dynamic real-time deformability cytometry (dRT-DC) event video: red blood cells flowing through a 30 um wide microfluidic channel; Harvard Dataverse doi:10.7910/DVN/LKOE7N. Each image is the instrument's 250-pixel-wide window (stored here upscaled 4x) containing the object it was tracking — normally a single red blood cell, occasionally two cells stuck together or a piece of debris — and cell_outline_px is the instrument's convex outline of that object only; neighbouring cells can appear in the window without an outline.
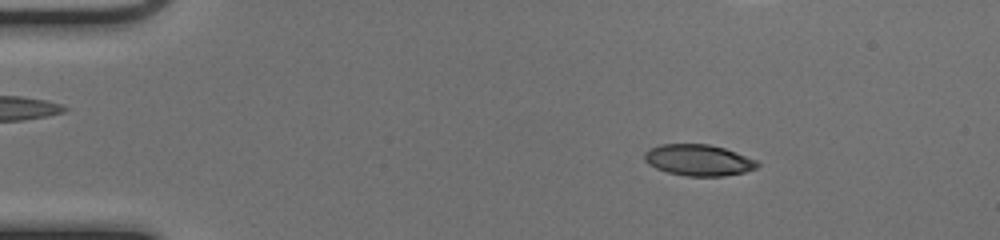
{"species": "common noctule bat (a hibernating species)", "species_latin": "Nyctalus noctula", "temperature_condition": "cold", "stored_images_in_passage": 53, "camera_frame_rate_fps": 3000, "um_per_image_px": 0.085, "animal": {"sex": "female", "body_mass_g": 17.0, "forearm_length_mm": 48.0}, "frame": {"image": 1, "passage_image": 8, "time_ms": 2.333, "image_size_px": [1000, 240], "cell_outline_px": [[760, 164], [756, 168], [744, 172], [724, 176], [684, 176], [668, 172], [656, 168], [648, 164], [644, 160], [644, 152], [648, 148], [660, 144], [708, 144], [724, 148], [756, 160]], "centroid_in_image_um": [59.33, 13.61], "position_along_channel_um": 25.7, "area_um2": 20.58}}
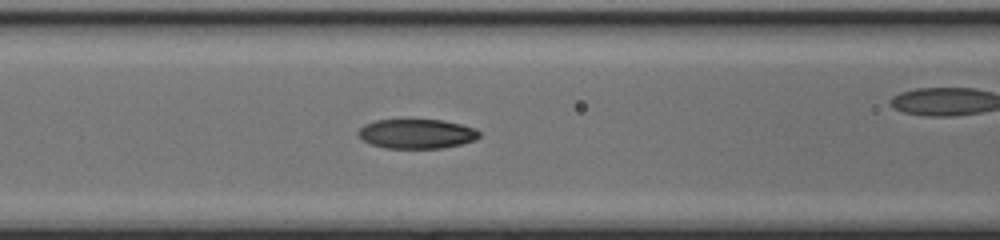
{"frame": {"image": 2, "passage_image": 22, "time_ms": 7.0, "image_size_px": [1000, 240], "cell_outline_px": [[480, 136], [476, 140], [460, 144], [440, 148], [384, 148], [372, 144], [364, 140], [356, 132], [364, 124], [376, 120], [408, 116], [440, 120], [460, 124], [476, 128], [480, 132]], "centroid_in_image_um": [35.4, 11.32], "position_along_channel_um": 131.2, "area_um2": 21.62}}
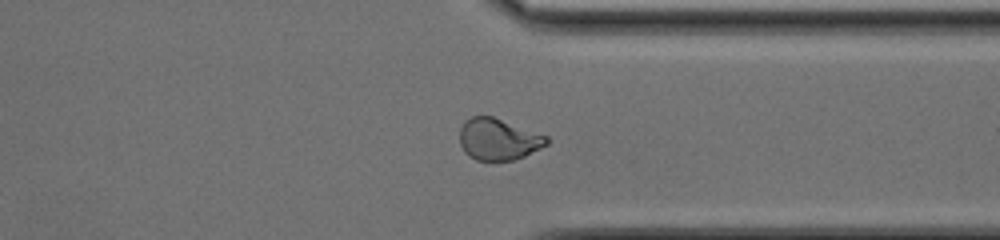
{"frame": {"image": 3, "passage_image": 40, "time_ms": 13.0, "image_size_px": [1000, 240], "cell_outline_px": [[548, 144], [524, 156], [512, 160], [476, 160], [468, 156], [464, 152], [460, 144], [460, 128], [464, 120], [472, 116], [492, 116], [548, 136]], "centroid_in_image_um": [42.33, 11.83], "position_along_channel_um": 369.1, "area_um2": 21.04}, "authors_computed_cell_mechanics": {"area_um2": 21.3282, "velocity_mm_per_s": 3.9809, "shape_relaxation_time_tau1_ms": 5.6333, "shape_relaxation_time_tau2_ms": 1.3309, "deformation_change_tau1": 0.2025, "deformation_change_tau2": 0.0569}}